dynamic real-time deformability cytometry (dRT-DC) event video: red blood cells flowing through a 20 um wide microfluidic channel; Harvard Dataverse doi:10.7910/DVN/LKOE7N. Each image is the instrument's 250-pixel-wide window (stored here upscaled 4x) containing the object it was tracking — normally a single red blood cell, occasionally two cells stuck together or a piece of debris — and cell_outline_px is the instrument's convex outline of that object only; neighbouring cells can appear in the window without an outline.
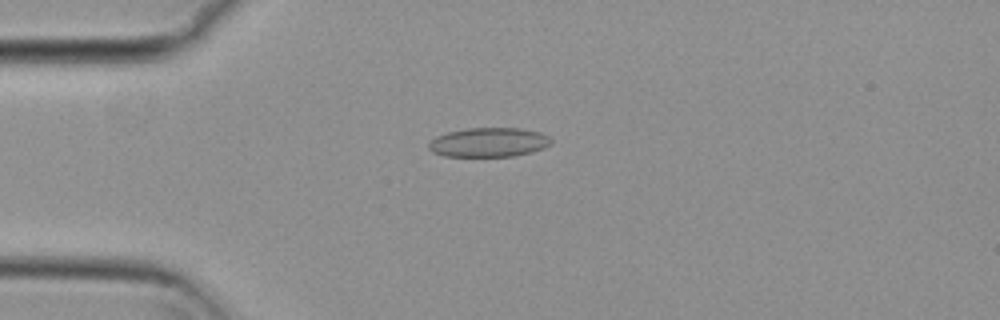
{"species": "common noctule bat (a hibernating species)", "species_latin": "Nyctalus noctula", "temperature_condition": "cold", "stored_images_in_passage": 55, "camera_frame_rate_fps": 3000, "um_per_image_px": 0.085, "animal": {"sex": "female", "body_mass_g": 29.2, "forearm_length_mm": 56.3}, "frame": {"image": 1, "passage_image": 14, "time_ms": 4.333, "image_size_px": [1000, 320], "cell_outline_px": [[552, 144], [544, 148], [532, 152], [512, 156], [444, 156], [432, 152], [428, 148], [428, 144], [436, 136], [448, 132], [468, 128], [520, 128], [540, 132], [548, 136], [552, 140]], "centroid_in_image_um": [41.56, 12.1], "position_along_channel_um": 43.4, "area_um2": 20.92}}
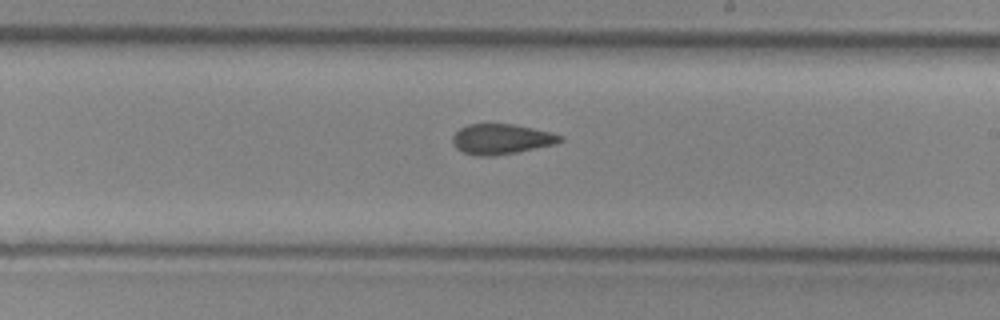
{"frame": {"image": 2, "passage_image": 32, "time_ms": 10.333, "image_size_px": [1000, 320], "cell_outline_px": [[564, 140], [556, 144], [516, 152], [492, 156], [476, 156], [464, 152], [456, 148], [452, 144], [452, 136], [460, 128], [468, 124], [512, 124], [532, 128], [564, 136]], "centroid_in_image_um": [42.6, 11.83], "position_along_channel_um": 246.4, "area_um2": 18.9}}
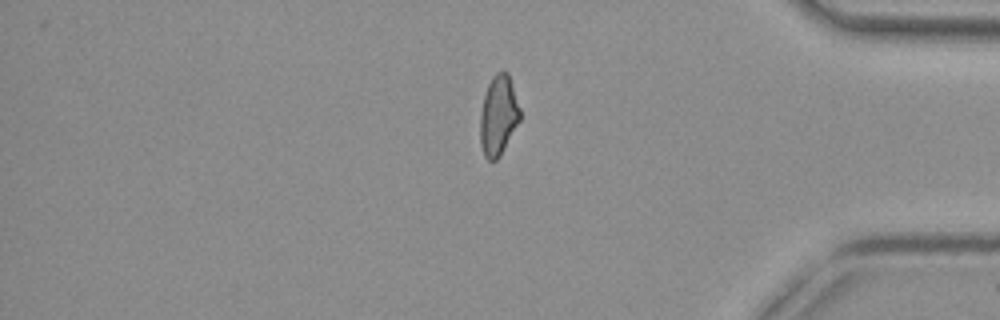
{"frame": {"image": 3, "passage_image": 46, "time_ms": 15.0, "image_size_px": [1000, 320], "cell_outline_px": [[520, 120], [500, 156], [496, 160], [488, 160], [484, 156], [480, 144], [480, 112], [484, 96], [488, 84], [492, 76], [496, 72], [508, 72], [520, 108]], "centroid_in_image_um": [42.35, 9.82], "position_along_channel_um": 392.8, "area_um2": 18.55}, "authors_computed_cell_mechanics": {"area_um2": 19.363, "velocity_mm_per_s": 3.7317, "shape_relaxation_time_tau1_ms": null, "shape_relaxation_time_tau2_ms": 3.605, "deformation_change_tau1": null, "deformation_change_tau2": 0.095}}